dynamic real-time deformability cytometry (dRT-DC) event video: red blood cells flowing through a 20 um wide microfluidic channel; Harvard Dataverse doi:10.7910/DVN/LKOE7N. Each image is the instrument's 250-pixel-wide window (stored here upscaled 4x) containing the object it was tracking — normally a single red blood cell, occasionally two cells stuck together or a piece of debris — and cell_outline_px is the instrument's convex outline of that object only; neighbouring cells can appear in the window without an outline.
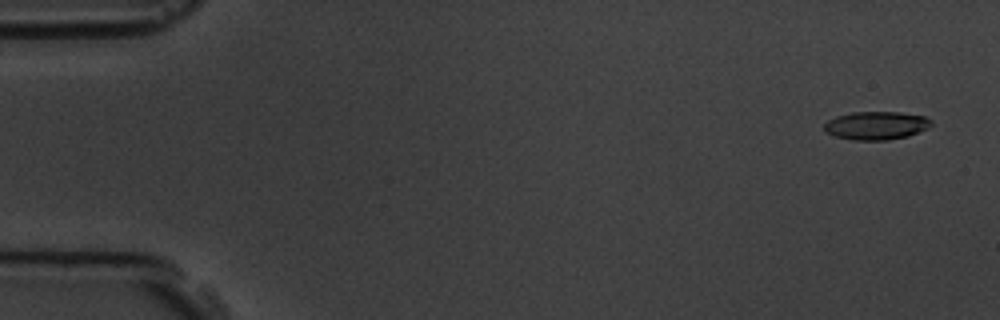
{"species": "common noctule bat (a hibernating species)", "species_latin": "Nyctalus noctula", "temperature_condition": "room temperature", "stored_images_in_passage": 4, "camera_frame_rate_fps": 3000, "um_per_image_px": 0.085, "animal": {"sex": "male", "body_mass_g": 19.5, "forearm_length_mm": 54.6}, "frame": {"image": 1, "passage_image": 1, "time_ms": 0.0, "image_size_px": [1000, 320], "cell_outline_px": [[932, 124], [928, 128], [908, 136], [888, 140], [852, 140], [836, 136], [828, 132], [824, 128], [824, 124], [828, 120], [836, 116], [852, 112], [900, 112], [924, 116], [932, 120]], "centroid_in_image_um": [74.5, 10.66], "position_along_channel_um": 10.5, "area_um2": 17.57}}
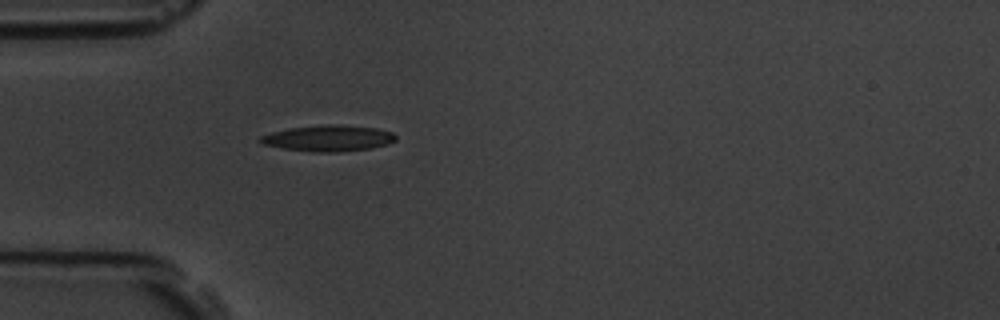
{"frame": {"image": 2, "passage_image": 4, "time_ms": 4.667, "image_size_px": [1000, 320], "cell_outline_px": [[396, 140], [388, 144], [372, 148], [340, 152], [312, 152], [284, 148], [260, 144], [256, 140], [260, 136], [272, 132], [288, 128], [328, 124], [336, 124], [376, 128], [392, 132], [396, 136]], "centroid_in_image_um": [27.89, 11.75], "position_along_channel_um": 57.1, "area_um2": 20.75}}